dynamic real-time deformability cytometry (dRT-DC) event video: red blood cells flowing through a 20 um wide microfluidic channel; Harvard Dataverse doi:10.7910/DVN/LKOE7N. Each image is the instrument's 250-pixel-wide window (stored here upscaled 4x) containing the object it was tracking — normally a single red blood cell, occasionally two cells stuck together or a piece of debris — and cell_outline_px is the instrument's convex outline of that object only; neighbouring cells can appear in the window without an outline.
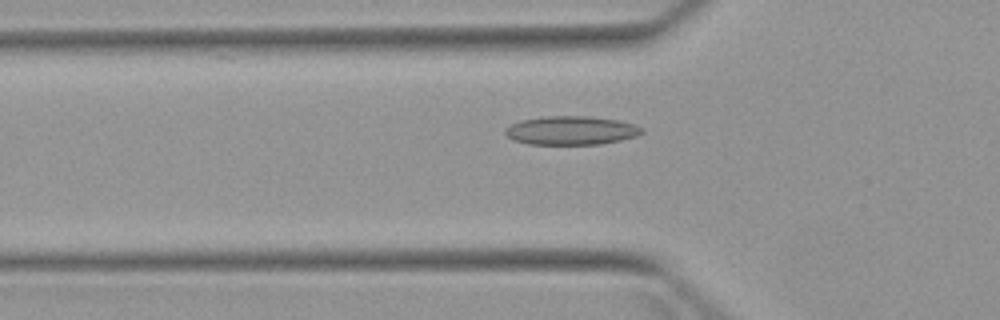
{"species": "Egyptian fruit bat (a non-hibernating species)", "species_latin": "Rousettus aegyptiacus", "temperature_condition": "warm", "stored_images_in_passage": 4, "camera_frame_rate_fps": 3000, "um_per_image_px": 0.085, "animal": {"sex": "female"}, "frame": {"image": 1, "passage_image": 4, "time_ms": 4.667, "image_size_px": [1000, 320], "cell_outline_px": [[644, 132], [636, 136], [620, 140], [600, 144], [528, 144], [512, 140], [504, 132], [504, 128], [520, 120], [544, 116], [588, 116], [620, 120], [636, 124]], "centroid_in_image_um": [48.53, 11.08], "position_along_channel_um": 77.3, "area_um2": 22.95}}